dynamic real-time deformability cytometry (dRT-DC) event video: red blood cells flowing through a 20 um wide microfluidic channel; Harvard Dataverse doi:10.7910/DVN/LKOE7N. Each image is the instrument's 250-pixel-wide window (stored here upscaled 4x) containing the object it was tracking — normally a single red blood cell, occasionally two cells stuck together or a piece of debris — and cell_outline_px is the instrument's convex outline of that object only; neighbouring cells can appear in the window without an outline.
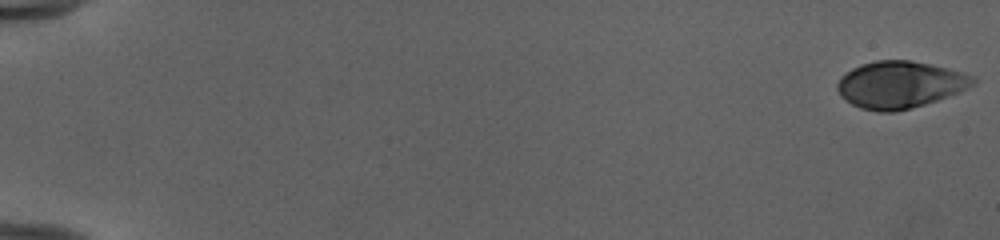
{"species": "human", "species_latin": "Homo sapiens", "temperature_condition": "cold", "stored_images_in_passage": 53, "camera_frame_rate_fps": 3000, "um_per_image_px": 0.085, "donor": {"sex": "female"}, "frame": {"image": 1, "passage_image": 1, "time_ms": 0.0, "image_size_px": [1000, 240], "cell_outline_px": [[976, 84], [960, 92], [912, 108], [896, 112], [876, 112], [860, 108], [844, 100], [840, 96], [836, 88], [836, 84], [840, 76], [852, 68], [860, 64], [876, 60], [908, 60], [948, 68], [964, 72], [976, 76]], "centroid_in_image_um": [76.48, 7.2], "position_along_channel_um": 8.5, "area_um2": 37.57}}
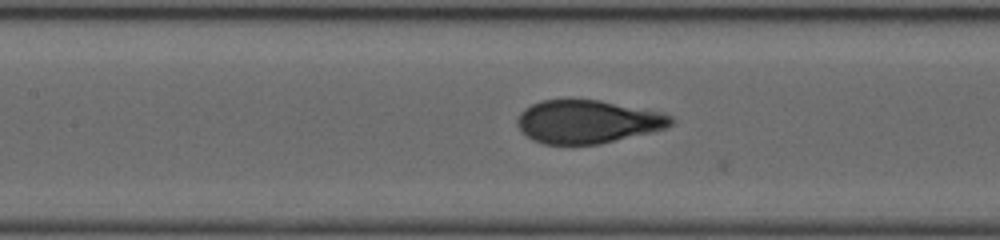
{"frame": {"image": 2, "passage_image": 27, "time_ms": 8.667, "image_size_px": [1000, 240], "cell_outline_px": [[676, 124], [664, 128], [600, 144], [544, 144], [532, 140], [520, 132], [516, 124], [516, 120], [520, 112], [524, 108], [540, 100], [568, 96], [600, 100], [672, 116], [676, 120]], "centroid_in_image_um": [49.83, 10.31], "position_along_channel_um": 157.6, "area_um2": 39.25}}
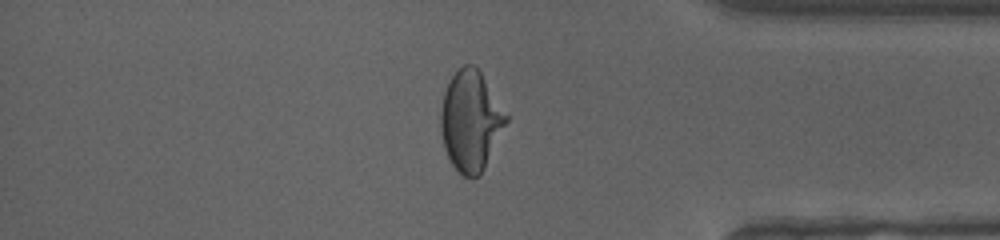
{"frame": {"image": 3, "passage_image": 46, "time_ms": 15.0, "image_size_px": [1000, 240], "cell_outline_px": [[508, 120], [480, 176], [464, 176], [452, 164], [444, 148], [440, 128], [440, 112], [444, 92], [452, 76], [464, 64], [476, 64], [508, 116]], "centroid_in_image_um": [40.0, 10.25], "position_along_channel_um": 395.2, "area_um2": 37.8}, "authors_computed_cell_mechanics": {"area_um2": 38.6104, "velocity_mm_per_s": 3.9974, "shape_relaxation_time_tau1_ms": 9.1832, "shape_relaxation_time_tau2_ms": null, "deformation_change_tau1": 0.2925, "deformation_change_tau2": null}}